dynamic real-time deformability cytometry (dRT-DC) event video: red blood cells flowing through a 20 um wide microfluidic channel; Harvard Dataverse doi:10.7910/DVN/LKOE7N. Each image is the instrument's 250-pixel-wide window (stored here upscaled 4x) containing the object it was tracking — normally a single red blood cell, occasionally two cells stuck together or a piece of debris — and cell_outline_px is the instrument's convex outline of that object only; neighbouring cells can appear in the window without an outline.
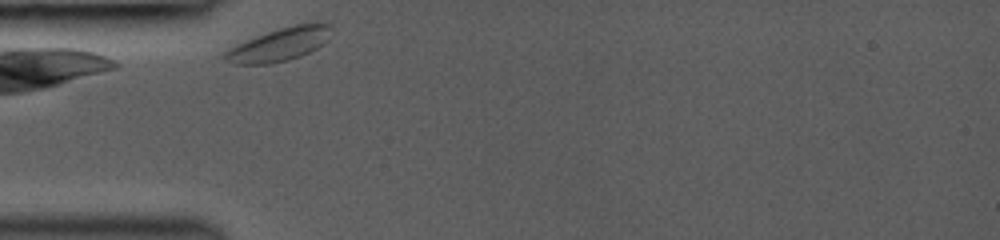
{"species": "common noctule bat (a hibernating species)", "species_latin": "Nyctalus noctula", "temperature_condition": "room temperature", "stored_images_in_passage": 7, "camera_frame_rate_fps": 3000, "um_per_image_px": 0.085, "animal": {"sex": "female", "body_mass_g": 19.0, "forearm_length_mm": 53.3}, "frame": {"image": 1, "passage_image": 1, "time_ms": 0.0, "image_size_px": [1000, 240], "cell_outline_px": [[332, 28], [328, 40], [324, 44], [300, 56], [288, 60], [268, 64], [236, 64], [224, 60], [220, 56], [224, 52], [256, 36], [280, 28], [312, 20], [320, 20], [328, 24]], "centroid_in_image_um": [23.83, 3.75], "position_along_channel_um": 61.2, "area_um2": 20.69}}
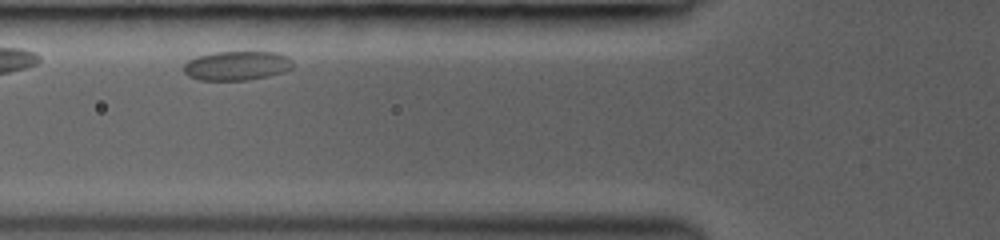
{"frame": {"image": 2, "passage_image": 4, "time_ms": 1.333, "image_size_px": [1000, 240], "cell_outline_px": [[292, 68], [284, 72], [268, 76], [248, 80], [200, 80], [188, 76], [184, 72], [184, 64], [188, 60], [196, 56], [216, 52], [276, 52], [288, 56], [292, 60]], "centroid_in_image_um": [20.13, 5.58], "position_along_channel_um": 105.7, "area_um2": 18.67}}
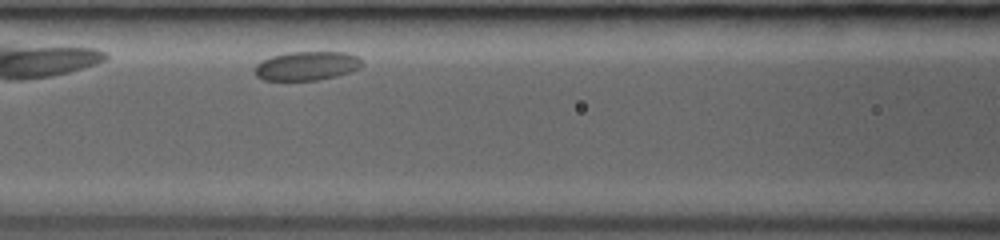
{"frame": {"image": 3, "passage_image": 7, "time_ms": 2.333, "image_size_px": [1000, 240], "cell_outline_px": [[364, 64], [360, 68], [336, 76], [316, 80], [264, 80], [256, 76], [256, 64], [272, 56], [288, 52], [348, 52], [364, 60]], "centroid_in_image_um": [26.13, 5.59], "position_along_channel_um": 140.5, "area_um2": 18.03}}